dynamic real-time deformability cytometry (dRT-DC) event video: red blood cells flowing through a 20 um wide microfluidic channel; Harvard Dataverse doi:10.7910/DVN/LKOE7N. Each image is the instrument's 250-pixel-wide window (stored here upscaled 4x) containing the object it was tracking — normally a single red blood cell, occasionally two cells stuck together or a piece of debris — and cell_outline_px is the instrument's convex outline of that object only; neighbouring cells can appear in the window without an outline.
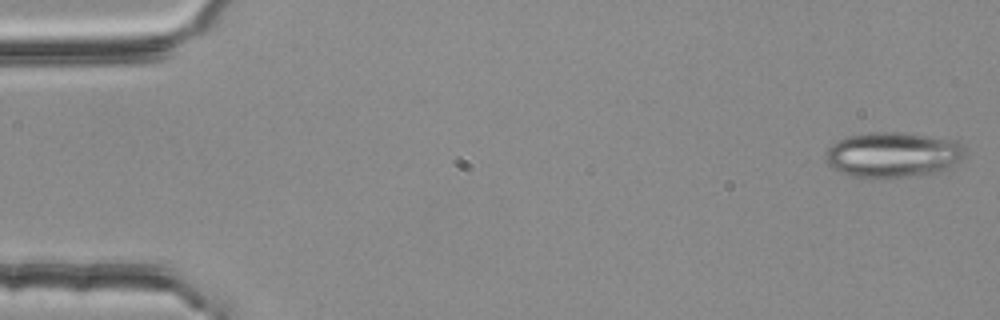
{"species": "common noctule bat (a hibernating species)", "species_latin": "Nyctalus noctula", "temperature_condition": "room temperature", "stored_images_in_passage": 39, "segment_of_instrument_passage": [1, 2], "camera_frame_rate_fps": 3000, "um_per_image_px": 0.085, "animal": {"sex": "female", "body_mass_g": 25.1}, "frame": {"image": 1, "passage_image": 1, "time_ms": 0.0, "image_size_px": [1000, 320], "cell_outline_px": [[968, 148], [964, 156], [960, 160], [948, 168], [936, 172], [904, 176], [852, 176], [840, 172], [828, 164], [824, 160], [824, 152], [836, 140], [848, 136], [868, 132], [892, 132], [956, 140]], "centroid_in_image_um": [75.88, 13.12], "position_along_channel_um": 9.1, "area_um2": 36.36}}